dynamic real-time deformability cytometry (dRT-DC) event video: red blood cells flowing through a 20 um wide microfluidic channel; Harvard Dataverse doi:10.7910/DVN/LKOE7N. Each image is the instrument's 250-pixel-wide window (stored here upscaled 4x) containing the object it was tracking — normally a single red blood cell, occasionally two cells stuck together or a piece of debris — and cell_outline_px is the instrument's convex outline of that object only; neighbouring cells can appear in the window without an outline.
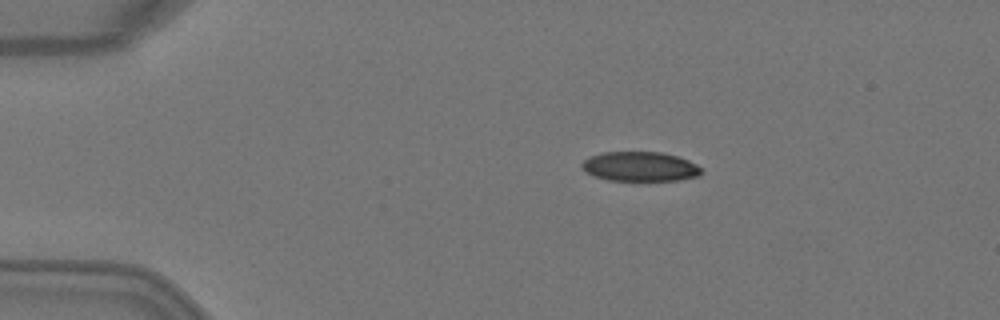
{"species": "Egyptian fruit bat (a non-hibernating species)", "species_latin": "Rousettus aegyptiacus", "temperature_condition": "warm", "stored_images_in_passage": 4, "camera_frame_rate_fps": 3000, "um_per_image_px": 0.085, "animal": {"sex": "female"}, "frame": {"image": 1, "passage_image": 2, "time_ms": 0.333, "image_size_px": [1000, 320], "cell_outline_px": [[700, 176], [676, 180], [608, 180], [596, 176], [588, 172], [580, 164], [584, 160], [592, 156], [604, 152], [664, 152], [688, 160], [696, 164], [700, 168]], "centroid_in_image_um": [54.43, 14.15], "position_along_channel_um": 30.6, "area_um2": 20.23}}